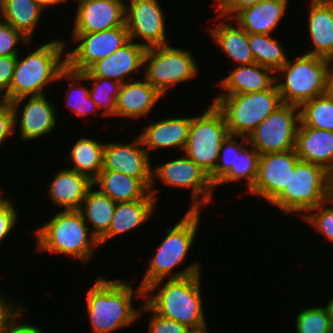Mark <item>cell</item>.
Here are the masks:
<instances>
[{
  "label": "cell",
  "instance_id": "obj_1",
  "mask_svg": "<svg viewBox=\"0 0 333 333\" xmlns=\"http://www.w3.org/2000/svg\"><path fill=\"white\" fill-rule=\"evenodd\" d=\"M86 291L85 302L92 333H112L123 329L143 314L134 308L132 301L134 295L143 300L144 290L138 286L134 291L129 281L107 280L101 276Z\"/></svg>",
  "mask_w": 333,
  "mask_h": 333
},
{
  "label": "cell",
  "instance_id": "obj_2",
  "mask_svg": "<svg viewBox=\"0 0 333 333\" xmlns=\"http://www.w3.org/2000/svg\"><path fill=\"white\" fill-rule=\"evenodd\" d=\"M200 289L201 273L161 279L144 290V301L164 318L199 328L207 324Z\"/></svg>",
  "mask_w": 333,
  "mask_h": 333
},
{
  "label": "cell",
  "instance_id": "obj_3",
  "mask_svg": "<svg viewBox=\"0 0 333 333\" xmlns=\"http://www.w3.org/2000/svg\"><path fill=\"white\" fill-rule=\"evenodd\" d=\"M200 210H187L185 215L172 228L167 229L166 237L157 246L152 259L148 262L147 270L140 282L145 290L152 283L161 279L182 278L198 274L201 266L193 262L184 270L172 273L173 269L187 258L195 241L200 226ZM197 233V234H196Z\"/></svg>",
  "mask_w": 333,
  "mask_h": 333
},
{
  "label": "cell",
  "instance_id": "obj_4",
  "mask_svg": "<svg viewBox=\"0 0 333 333\" xmlns=\"http://www.w3.org/2000/svg\"><path fill=\"white\" fill-rule=\"evenodd\" d=\"M66 47L64 39L55 38L24 58L19 54L11 85L0 101L9 103L25 96L44 95L48 83L57 81L67 67Z\"/></svg>",
  "mask_w": 333,
  "mask_h": 333
},
{
  "label": "cell",
  "instance_id": "obj_5",
  "mask_svg": "<svg viewBox=\"0 0 333 333\" xmlns=\"http://www.w3.org/2000/svg\"><path fill=\"white\" fill-rule=\"evenodd\" d=\"M35 231L37 252L69 255L88 263L99 247V240L79 210H62Z\"/></svg>",
  "mask_w": 333,
  "mask_h": 333
},
{
  "label": "cell",
  "instance_id": "obj_6",
  "mask_svg": "<svg viewBox=\"0 0 333 333\" xmlns=\"http://www.w3.org/2000/svg\"><path fill=\"white\" fill-rule=\"evenodd\" d=\"M332 197V174L325 168L299 160L289 184L270 203L283 213L302 218L312 208Z\"/></svg>",
  "mask_w": 333,
  "mask_h": 333
},
{
  "label": "cell",
  "instance_id": "obj_7",
  "mask_svg": "<svg viewBox=\"0 0 333 333\" xmlns=\"http://www.w3.org/2000/svg\"><path fill=\"white\" fill-rule=\"evenodd\" d=\"M212 103L223 113L229 135L248 138L282 100L275 83L261 92L218 94Z\"/></svg>",
  "mask_w": 333,
  "mask_h": 333
},
{
  "label": "cell",
  "instance_id": "obj_8",
  "mask_svg": "<svg viewBox=\"0 0 333 333\" xmlns=\"http://www.w3.org/2000/svg\"><path fill=\"white\" fill-rule=\"evenodd\" d=\"M328 60L308 54L298 55L293 61L288 58L284 66L275 72L282 103L300 107L304 102L325 94ZM278 73L283 76H278Z\"/></svg>",
  "mask_w": 333,
  "mask_h": 333
},
{
  "label": "cell",
  "instance_id": "obj_9",
  "mask_svg": "<svg viewBox=\"0 0 333 333\" xmlns=\"http://www.w3.org/2000/svg\"><path fill=\"white\" fill-rule=\"evenodd\" d=\"M223 113L214 103L198 116H192L183 153L209 176L214 172L223 141L228 137Z\"/></svg>",
  "mask_w": 333,
  "mask_h": 333
},
{
  "label": "cell",
  "instance_id": "obj_10",
  "mask_svg": "<svg viewBox=\"0 0 333 333\" xmlns=\"http://www.w3.org/2000/svg\"><path fill=\"white\" fill-rule=\"evenodd\" d=\"M198 64L190 50L168 45L147 48L144 56V78L162 96L178 83L199 74Z\"/></svg>",
  "mask_w": 333,
  "mask_h": 333
},
{
  "label": "cell",
  "instance_id": "obj_11",
  "mask_svg": "<svg viewBox=\"0 0 333 333\" xmlns=\"http://www.w3.org/2000/svg\"><path fill=\"white\" fill-rule=\"evenodd\" d=\"M156 179H160L159 181L171 188L191 189L192 205L189 210L201 211L204 205H209L213 200L215 187L209 175L184 153L180 158L152 167L149 191L157 200V190L153 188Z\"/></svg>",
  "mask_w": 333,
  "mask_h": 333
},
{
  "label": "cell",
  "instance_id": "obj_12",
  "mask_svg": "<svg viewBox=\"0 0 333 333\" xmlns=\"http://www.w3.org/2000/svg\"><path fill=\"white\" fill-rule=\"evenodd\" d=\"M300 107L282 103L248 136L249 146L259 155L295 149Z\"/></svg>",
  "mask_w": 333,
  "mask_h": 333
},
{
  "label": "cell",
  "instance_id": "obj_13",
  "mask_svg": "<svg viewBox=\"0 0 333 333\" xmlns=\"http://www.w3.org/2000/svg\"><path fill=\"white\" fill-rule=\"evenodd\" d=\"M71 38L77 45L66 51L67 67L79 73L87 71L130 40L126 24L100 32L72 34Z\"/></svg>",
  "mask_w": 333,
  "mask_h": 333
},
{
  "label": "cell",
  "instance_id": "obj_14",
  "mask_svg": "<svg viewBox=\"0 0 333 333\" xmlns=\"http://www.w3.org/2000/svg\"><path fill=\"white\" fill-rule=\"evenodd\" d=\"M164 15L158 0L126 1L125 24L129 39L134 41L140 38V42L137 43L146 49L169 44Z\"/></svg>",
  "mask_w": 333,
  "mask_h": 333
},
{
  "label": "cell",
  "instance_id": "obj_15",
  "mask_svg": "<svg viewBox=\"0 0 333 333\" xmlns=\"http://www.w3.org/2000/svg\"><path fill=\"white\" fill-rule=\"evenodd\" d=\"M299 160L295 149L259 155L257 177L247 192L271 203L289 184Z\"/></svg>",
  "mask_w": 333,
  "mask_h": 333
},
{
  "label": "cell",
  "instance_id": "obj_16",
  "mask_svg": "<svg viewBox=\"0 0 333 333\" xmlns=\"http://www.w3.org/2000/svg\"><path fill=\"white\" fill-rule=\"evenodd\" d=\"M150 155L139 135L131 143H105L102 170L116 171L137 178L150 190L153 167Z\"/></svg>",
  "mask_w": 333,
  "mask_h": 333
},
{
  "label": "cell",
  "instance_id": "obj_17",
  "mask_svg": "<svg viewBox=\"0 0 333 333\" xmlns=\"http://www.w3.org/2000/svg\"><path fill=\"white\" fill-rule=\"evenodd\" d=\"M28 98V99H27ZM25 103L21 114L19 113L20 104ZM14 111L15 128L18 117L20 127V140L30 141L38 139L51 133L57 125L56 107L50 102L46 94L39 96H25L9 102Z\"/></svg>",
  "mask_w": 333,
  "mask_h": 333
},
{
  "label": "cell",
  "instance_id": "obj_18",
  "mask_svg": "<svg viewBox=\"0 0 333 333\" xmlns=\"http://www.w3.org/2000/svg\"><path fill=\"white\" fill-rule=\"evenodd\" d=\"M76 2L78 5L72 34L100 32L125 24L124 0H77Z\"/></svg>",
  "mask_w": 333,
  "mask_h": 333
},
{
  "label": "cell",
  "instance_id": "obj_19",
  "mask_svg": "<svg viewBox=\"0 0 333 333\" xmlns=\"http://www.w3.org/2000/svg\"><path fill=\"white\" fill-rule=\"evenodd\" d=\"M146 48L133 40H129L111 55L97 61L87 71L84 77H103L125 83L132 73L140 72L144 67Z\"/></svg>",
  "mask_w": 333,
  "mask_h": 333
},
{
  "label": "cell",
  "instance_id": "obj_20",
  "mask_svg": "<svg viewBox=\"0 0 333 333\" xmlns=\"http://www.w3.org/2000/svg\"><path fill=\"white\" fill-rule=\"evenodd\" d=\"M192 117H170L148 124L139 134L147 153L150 150L185 149Z\"/></svg>",
  "mask_w": 333,
  "mask_h": 333
},
{
  "label": "cell",
  "instance_id": "obj_21",
  "mask_svg": "<svg viewBox=\"0 0 333 333\" xmlns=\"http://www.w3.org/2000/svg\"><path fill=\"white\" fill-rule=\"evenodd\" d=\"M162 96L144 80H131L122 83L116 100V117L139 119L147 117Z\"/></svg>",
  "mask_w": 333,
  "mask_h": 333
},
{
  "label": "cell",
  "instance_id": "obj_22",
  "mask_svg": "<svg viewBox=\"0 0 333 333\" xmlns=\"http://www.w3.org/2000/svg\"><path fill=\"white\" fill-rule=\"evenodd\" d=\"M295 150L300 160L325 168L333 175V131L299 124Z\"/></svg>",
  "mask_w": 333,
  "mask_h": 333
},
{
  "label": "cell",
  "instance_id": "obj_23",
  "mask_svg": "<svg viewBox=\"0 0 333 333\" xmlns=\"http://www.w3.org/2000/svg\"><path fill=\"white\" fill-rule=\"evenodd\" d=\"M93 181L86 175L69 168L60 169L48 187V197L54 206L63 210H79Z\"/></svg>",
  "mask_w": 333,
  "mask_h": 333
},
{
  "label": "cell",
  "instance_id": "obj_24",
  "mask_svg": "<svg viewBox=\"0 0 333 333\" xmlns=\"http://www.w3.org/2000/svg\"><path fill=\"white\" fill-rule=\"evenodd\" d=\"M308 16V33L314 45L305 54L327 59L333 57V0H311Z\"/></svg>",
  "mask_w": 333,
  "mask_h": 333
},
{
  "label": "cell",
  "instance_id": "obj_25",
  "mask_svg": "<svg viewBox=\"0 0 333 333\" xmlns=\"http://www.w3.org/2000/svg\"><path fill=\"white\" fill-rule=\"evenodd\" d=\"M156 201L149 193L141 200L117 203L108 230L98 239L100 247L109 239L144 225L153 217Z\"/></svg>",
  "mask_w": 333,
  "mask_h": 333
},
{
  "label": "cell",
  "instance_id": "obj_26",
  "mask_svg": "<svg viewBox=\"0 0 333 333\" xmlns=\"http://www.w3.org/2000/svg\"><path fill=\"white\" fill-rule=\"evenodd\" d=\"M288 0H263L240 10L232 19L248 33L269 34L286 13Z\"/></svg>",
  "mask_w": 333,
  "mask_h": 333
},
{
  "label": "cell",
  "instance_id": "obj_27",
  "mask_svg": "<svg viewBox=\"0 0 333 333\" xmlns=\"http://www.w3.org/2000/svg\"><path fill=\"white\" fill-rule=\"evenodd\" d=\"M275 76L276 73L272 69L257 63L236 65L218 84L225 90L221 94L261 92L275 84Z\"/></svg>",
  "mask_w": 333,
  "mask_h": 333
},
{
  "label": "cell",
  "instance_id": "obj_28",
  "mask_svg": "<svg viewBox=\"0 0 333 333\" xmlns=\"http://www.w3.org/2000/svg\"><path fill=\"white\" fill-rule=\"evenodd\" d=\"M221 21L220 24L208 29L216 46L237 63V66L255 63L249 47V33L238 24Z\"/></svg>",
  "mask_w": 333,
  "mask_h": 333
},
{
  "label": "cell",
  "instance_id": "obj_29",
  "mask_svg": "<svg viewBox=\"0 0 333 333\" xmlns=\"http://www.w3.org/2000/svg\"><path fill=\"white\" fill-rule=\"evenodd\" d=\"M93 185L116 203L141 200L150 193L139 179L110 170H101Z\"/></svg>",
  "mask_w": 333,
  "mask_h": 333
},
{
  "label": "cell",
  "instance_id": "obj_30",
  "mask_svg": "<svg viewBox=\"0 0 333 333\" xmlns=\"http://www.w3.org/2000/svg\"><path fill=\"white\" fill-rule=\"evenodd\" d=\"M44 11L36 0H2L0 17L31 41Z\"/></svg>",
  "mask_w": 333,
  "mask_h": 333
},
{
  "label": "cell",
  "instance_id": "obj_31",
  "mask_svg": "<svg viewBox=\"0 0 333 333\" xmlns=\"http://www.w3.org/2000/svg\"><path fill=\"white\" fill-rule=\"evenodd\" d=\"M93 186L87 191L79 211L87 225L92 224L90 232L99 239L108 230L117 203L99 189L93 190Z\"/></svg>",
  "mask_w": 333,
  "mask_h": 333
},
{
  "label": "cell",
  "instance_id": "obj_32",
  "mask_svg": "<svg viewBox=\"0 0 333 333\" xmlns=\"http://www.w3.org/2000/svg\"><path fill=\"white\" fill-rule=\"evenodd\" d=\"M105 143L95 139L79 138L71 149L68 161L73 162L69 169L88 176L92 181L103 168Z\"/></svg>",
  "mask_w": 333,
  "mask_h": 333
},
{
  "label": "cell",
  "instance_id": "obj_33",
  "mask_svg": "<svg viewBox=\"0 0 333 333\" xmlns=\"http://www.w3.org/2000/svg\"><path fill=\"white\" fill-rule=\"evenodd\" d=\"M57 79H66L70 83L65 95L66 107L69 108L76 116H87L90 113L98 114L97 105L91 100L89 96V89L82 83L85 77L82 73L74 72L66 67L58 76ZM73 81V83H72ZM82 81V82H80ZM96 112V113H95Z\"/></svg>",
  "mask_w": 333,
  "mask_h": 333
},
{
  "label": "cell",
  "instance_id": "obj_34",
  "mask_svg": "<svg viewBox=\"0 0 333 333\" xmlns=\"http://www.w3.org/2000/svg\"><path fill=\"white\" fill-rule=\"evenodd\" d=\"M279 39L272 34L249 33V47L255 63L268 67L276 72L288 61L284 48Z\"/></svg>",
  "mask_w": 333,
  "mask_h": 333
},
{
  "label": "cell",
  "instance_id": "obj_35",
  "mask_svg": "<svg viewBox=\"0 0 333 333\" xmlns=\"http://www.w3.org/2000/svg\"><path fill=\"white\" fill-rule=\"evenodd\" d=\"M300 121L306 127L333 131V96L325 93L304 102Z\"/></svg>",
  "mask_w": 333,
  "mask_h": 333
},
{
  "label": "cell",
  "instance_id": "obj_36",
  "mask_svg": "<svg viewBox=\"0 0 333 333\" xmlns=\"http://www.w3.org/2000/svg\"><path fill=\"white\" fill-rule=\"evenodd\" d=\"M247 147L236 157L230 170L214 185L215 189L221 184L232 183L246 179V188L248 191L254 184L257 177L259 153L252 147Z\"/></svg>",
  "mask_w": 333,
  "mask_h": 333
},
{
  "label": "cell",
  "instance_id": "obj_37",
  "mask_svg": "<svg viewBox=\"0 0 333 333\" xmlns=\"http://www.w3.org/2000/svg\"><path fill=\"white\" fill-rule=\"evenodd\" d=\"M89 83L93 81L89 88L91 100L101 110V115L116 116V100L118 98L121 83L103 77H85Z\"/></svg>",
  "mask_w": 333,
  "mask_h": 333
},
{
  "label": "cell",
  "instance_id": "obj_38",
  "mask_svg": "<svg viewBox=\"0 0 333 333\" xmlns=\"http://www.w3.org/2000/svg\"><path fill=\"white\" fill-rule=\"evenodd\" d=\"M295 319L296 333H332L329 312L326 306L301 310Z\"/></svg>",
  "mask_w": 333,
  "mask_h": 333
},
{
  "label": "cell",
  "instance_id": "obj_39",
  "mask_svg": "<svg viewBox=\"0 0 333 333\" xmlns=\"http://www.w3.org/2000/svg\"><path fill=\"white\" fill-rule=\"evenodd\" d=\"M238 138V139H237ZM243 141L238 142L240 139ZM243 136L228 135L223 141L219 152V159L214 172L209 176L215 185L234 164L236 157L249 145L248 139ZM246 142V143H245Z\"/></svg>",
  "mask_w": 333,
  "mask_h": 333
},
{
  "label": "cell",
  "instance_id": "obj_40",
  "mask_svg": "<svg viewBox=\"0 0 333 333\" xmlns=\"http://www.w3.org/2000/svg\"><path fill=\"white\" fill-rule=\"evenodd\" d=\"M329 203L333 204L332 197L312 208L301 219L310 223L313 228L315 227L323 234V237L333 243V205L327 206Z\"/></svg>",
  "mask_w": 333,
  "mask_h": 333
},
{
  "label": "cell",
  "instance_id": "obj_41",
  "mask_svg": "<svg viewBox=\"0 0 333 333\" xmlns=\"http://www.w3.org/2000/svg\"><path fill=\"white\" fill-rule=\"evenodd\" d=\"M20 42L28 46L32 41L0 17V56H18L20 50L16 46Z\"/></svg>",
  "mask_w": 333,
  "mask_h": 333
},
{
  "label": "cell",
  "instance_id": "obj_42",
  "mask_svg": "<svg viewBox=\"0 0 333 333\" xmlns=\"http://www.w3.org/2000/svg\"><path fill=\"white\" fill-rule=\"evenodd\" d=\"M141 303L140 312L152 313L148 322V333H188L190 330L184 324L160 316L144 300Z\"/></svg>",
  "mask_w": 333,
  "mask_h": 333
},
{
  "label": "cell",
  "instance_id": "obj_43",
  "mask_svg": "<svg viewBox=\"0 0 333 333\" xmlns=\"http://www.w3.org/2000/svg\"><path fill=\"white\" fill-rule=\"evenodd\" d=\"M12 201L15 200L8 199L0 206V244L13 231L18 220V211Z\"/></svg>",
  "mask_w": 333,
  "mask_h": 333
},
{
  "label": "cell",
  "instance_id": "obj_44",
  "mask_svg": "<svg viewBox=\"0 0 333 333\" xmlns=\"http://www.w3.org/2000/svg\"><path fill=\"white\" fill-rule=\"evenodd\" d=\"M217 6L218 18H232L242 9L253 6L263 0H213ZM225 17V18H224Z\"/></svg>",
  "mask_w": 333,
  "mask_h": 333
},
{
  "label": "cell",
  "instance_id": "obj_45",
  "mask_svg": "<svg viewBox=\"0 0 333 333\" xmlns=\"http://www.w3.org/2000/svg\"><path fill=\"white\" fill-rule=\"evenodd\" d=\"M15 117L10 103L0 101V147L6 139L14 134Z\"/></svg>",
  "mask_w": 333,
  "mask_h": 333
},
{
  "label": "cell",
  "instance_id": "obj_46",
  "mask_svg": "<svg viewBox=\"0 0 333 333\" xmlns=\"http://www.w3.org/2000/svg\"><path fill=\"white\" fill-rule=\"evenodd\" d=\"M17 56H0V96L10 87Z\"/></svg>",
  "mask_w": 333,
  "mask_h": 333
},
{
  "label": "cell",
  "instance_id": "obj_47",
  "mask_svg": "<svg viewBox=\"0 0 333 333\" xmlns=\"http://www.w3.org/2000/svg\"><path fill=\"white\" fill-rule=\"evenodd\" d=\"M8 299V300H7ZM24 306L14 303L12 299L0 295V333H4L7 324L19 313Z\"/></svg>",
  "mask_w": 333,
  "mask_h": 333
},
{
  "label": "cell",
  "instance_id": "obj_48",
  "mask_svg": "<svg viewBox=\"0 0 333 333\" xmlns=\"http://www.w3.org/2000/svg\"><path fill=\"white\" fill-rule=\"evenodd\" d=\"M25 310V311H24ZM25 312V313H24ZM26 307H24L15 317L7 324L4 333H44V331L37 325H32L24 323L25 321H20L23 318V314H26ZM21 317V319H20ZM20 319V320H18Z\"/></svg>",
  "mask_w": 333,
  "mask_h": 333
},
{
  "label": "cell",
  "instance_id": "obj_49",
  "mask_svg": "<svg viewBox=\"0 0 333 333\" xmlns=\"http://www.w3.org/2000/svg\"><path fill=\"white\" fill-rule=\"evenodd\" d=\"M326 93L333 96V60L331 59L328 60Z\"/></svg>",
  "mask_w": 333,
  "mask_h": 333
},
{
  "label": "cell",
  "instance_id": "obj_50",
  "mask_svg": "<svg viewBox=\"0 0 333 333\" xmlns=\"http://www.w3.org/2000/svg\"><path fill=\"white\" fill-rule=\"evenodd\" d=\"M44 9L50 8L49 6L65 4L68 0H36Z\"/></svg>",
  "mask_w": 333,
  "mask_h": 333
},
{
  "label": "cell",
  "instance_id": "obj_51",
  "mask_svg": "<svg viewBox=\"0 0 333 333\" xmlns=\"http://www.w3.org/2000/svg\"><path fill=\"white\" fill-rule=\"evenodd\" d=\"M328 304H326V308L329 312V317H330V321H331V327L333 330V298H331L330 300L327 301Z\"/></svg>",
  "mask_w": 333,
  "mask_h": 333
},
{
  "label": "cell",
  "instance_id": "obj_52",
  "mask_svg": "<svg viewBox=\"0 0 333 333\" xmlns=\"http://www.w3.org/2000/svg\"><path fill=\"white\" fill-rule=\"evenodd\" d=\"M207 324L199 328H191L188 333H210L208 330Z\"/></svg>",
  "mask_w": 333,
  "mask_h": 333
},
{
  "label": "cell",
  "instance_id": "obj_53",
  "mask_svg": "<svg viewBox=\"0 0 333 333\" xmlns=\"http://www.w3.org/2000/svg\"><path fill=\"white\" fill-rule=\"evenodd\" d=\"M3 190L2 189H0V206L1 205H3L8 199H6V198H3Z\"/></svg>",
  "mask_w": 333,
  "mask_h": 333
},
{
  "label": "cell",
  "instance_id": "obj_54",
  "mask_svg": "<svg viewBox=\"0 0 333 333\" xmlns=\"http://www.w3.org/2000/svg\"><path fill=\"white\" fill-rule=\"evenodd\" d=\"M332 198H333V175H332Z\"/></svg>",
  "mask_w": 333,
  "mask_h": 333
}]
</instances>
